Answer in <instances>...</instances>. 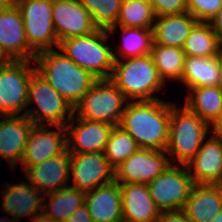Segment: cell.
<instances>
[{
  "mask_svg": "<svg viewBox=\"0 0 222 222\" xmlns=\"http://www.w3.org/2000/svg\"><path fill=\"white\" fill-rule=\"evenodd\" d=\"M170 101H128L119 127L127 132L139 148L165 151L169 140Z\"/></svg>",
  "mask_w": 222,
  "mask_h": 222,
  "instance_id": "1",
  "label": "cell"
},
{
  "mask_svg": "<svg viewBox=\"0 0 222 222\" xmlns=\"http://www.w3.org/2000/svg\"><path fill=\"white\" fill-rule=\"evenodd\" d=\"M36 71L74 107L98 80L91 73L76 65L59 48L36 54Z\"/></svg>",
  "mask_w": 222,
  "mask_h": 222,
  "instance_id": "2",
  "label": "cell"
},
{
  "mask_svg": "<svg viewBox=\"0 0 222 222\" xmlns=\"http://www.w3.org/2000/svg\"><path fill=\"white\" fill-rule=\"evenodd\" d=\"M170 101L169 140L167 155L173 165H186L212 132V127L184 104Z\"/></svg>",
  "mask_w": 222,
  "mask_h": 222,
  "instance_id": "3",
  "label": "cell"
},
{
  "mask_svg": "<svg viewBox=\"0 0 222 222\" xmlns=\"http://www.w3.org/2000/svg\"><path fill=\"white\" fill-rule=\"evenodd\" d=\"M110 80L128 101L157 100L156 93L165 92V84L151 54L115 60ZM154 94V95H153Z\"/></svg>",
  "mask_w": 222,
  "mask_h": 222,
  "instance_id": "4",
  "label": "cell"
},
{
  "mask_svg": "<svg viewBox=\"0 0 222 222\" xmlns=\"http://www.w3.org/2000/svg\"><path fill=\"white\" fill-rule=\"evenodd\" d=\"M109 39L107 30L97 29L92 34L67 38L58 48L97 79H110L115 60Z\"/></svg>",
  "mask_w": 222,
  "mask_h": 222,
  "instance_id": "5",
  "label": "cell"
},
{
  "mask_svg": "<svg viewBox=\"0 0 222 222\" xmlns=\"http://www.w3.org/2000/svg\"><path fill=\"white\" fill-rule=\"evenodd\" d=\"M27 108L25 115L35 125L66 127L73 117L72 105L37 71L30 78Z\"/></svg>",
  "mask_w": 222,
  "mask_h": 222,
  "instance_id": "6",
  "label": "cell"
},
{
  "mask_svg": "<svg viewBox=\"0 0 222 222\" xmlns=\"http://www.w3.org/2000/svg\"><path fill=\"white\" fill-rule=\"evenodd\" d=\"M127 102L110 79H98L73 107V114L85 120L119 126Z\"/></svg>",
  "mask_w": 222,
  "mask_h": 222,
  "instance_id": "7",
  "label": "cell"
},
{
  "mask_svg": "<svg viewBox=\"0 0 222 222\" xmlns=\"http://www.w3.org/2000/svg\"><path fill=\"white\" fill-rule=\"evenodd\" d=\"M34 63L11 60L0 65V116L26 114L30 78L36 71Z\"/></svg>",
  "mask_w": 222,
  "mask_h": 222,
  "instance_id": "8",
  "label": "cell"
},
{
  "mask_svg": "<svg viewBox=\"0 0 222 222\" xmlns=\"http://www.w3.org/2000/svg\"><path fill=\"white\" fill-rule=\"evenodd\" d=\"M24 21L29 46L39 53L59 46L52 20V0H21L16 3Z\"/></svg>",
  "mask_w": 222,
  "mask_h": 222,
  "instance_id": "9",
  "label": "cell"
},
{
  "mask_svg": "<svg viewBox=\"0 0 222 222\" xmlns=\"http://www.w3.org/2000/svg\"><path fill=\"white\" fill-rule=\"evenodd\" d=\"M193 186L186 165L173 164L147 183L149 193L161 212L182 210Z\"/></svg>",
  "mask_w": 222,
  "mask_h": 222,
  "instance_id": "10",
  "label": "cell"
},
{
  "mask_svg": "<svg viewBox=\"0 0 222 222\" xmlns=\"http://www.w3.org/2000/svg\"><path fill=\"white\" fill-rule=\"evenodd\" d=\"M170 165L166 151L139 148L114 169V181L119 184H147Z\"/></svg>",
  "mask_w": 222,
  "mask_h": 222,
  "instance_id": "11",
  "label": "cell"
},
{
  "mask_svg": "<svg viewBox=\"0 0 222 222\" xmlns=\"http://www.w3.org/2000/svg\"><path fill=\"white\" fill-rule=\"evenodd\" d=\"M72 187L85 193L114 181V169L103 152L70 153Z\"/></svg>",
  "mask_w": 222,
  "mask_h": 222,
  "instance_id": "12",
  "label": "cell"
},
{
  "mask_svg": "<svg viewBox=\"0 0 222 222\" xmlns=\"http://www.w3.org/2000/svg\"><path fill=\"white\" fill-rule=\"evenodd\" d=\"M66 151V127L34 125L30 131L20 164L22 166L36 165Z\"/></svg>",
  "mask_w": 222,
  "mask_h": 222,
  "instance_id": "13",
  "label": "cell"
},
{
  "mask_svg": "<svg viewBox=\"0 0 222 222\" xmlns=\"http://www.w3.org/2000/svg\"><path fill=\"white\" fill-rule=\"evenodd\" d=\"M70 152L58 154L45 161L22 166L26 181L33 185L41 194L56 192L69 185L70 182Z\"/></svg>",
  "mask_w": 222,
  "mask_h": 222,
  "instance_id": "14",
  "label": "cell"
},
{
  "mask_svg": "<svg viewBox=\"0 0 222 222\" xmlns=\"http://www.w3.org/2000/svg\"><path fill=\"white\" fill-rule=\"evenodd\" d=\"M52 20L58 43L97 30L90 13L79 0H52Z\"/></svg>",
  "mask_w": 222,
  "mask_h": 222,
  "instance_id": "15",
  "label": "cell"
},
{
  "mask_svg": "<svg viewBox=\"0 0 222 222\" xmlns=\"http://www.w3.org/2000/svg\"><path fill=\"white\" fill-rule=\"evenodd\" d=\"M113 127L105 122L85 120L73 114L66 124L67 150L70 153L103 152Z\"/></svg>",
  "mask_w": 222,
  "mask_h": 222,
  "instance_id": "16",
  "label": "cell"
},
{
  "mask_svg": "<svg viewBox=\"0 0 222 222\" xmlns=\"http://www.w3.org/2000/svg\"><path fill=\"white\" fill-rule=\"evenodd\" d=\"M13 183V184H12ZM1 192L2 213L20 222V218L30 216L33 221L43 212L44 195L41 194L33 185L20 180L17 183H3Z\"/></svg>",
  "mask_w": 222,
  "mask_h": 222,
  "instance_id": "17",
  "label": "cell"
},
{
  "mask_svg": "<svg viewBox=\"0 0 222 222\" xmlns=\"http://www.w3.org/2000/svg\"><path fill=\"white\" fill-rule=\"evenodd\" d=\"M34 125L26 115L0 116V167L4 158L12 171H15Z\"/></svg>",
  "mask_w": 222,
  "mask_h": 222,
  "instance_id": "18",
  "label": "cell"
},
{
  "mask_svg": "<svg viewBox=\"0 0 222 222\" xmlns=\"http://www.w3.org/2000/svg\"><path fill=\"white\" fill-rule=\"evenodd\" d=\"M0 46L11 60L34 61L37 54L27 42L23 17L16 4L0 12Z\"/></svg>",
  "mask_w": 222,
  "mask_h": 222,
  "instance_id": "19",
  "label": "cell"
},
{
  "mask_svg": "<svg viewBox=\"0 0 222 222\" xmlns=\"http://www.w3.org/2000/svg\"><path fill=\"white\" fill-rule=\"evenodd\" d=\"M194 184L222 182V141L212 131L194 158L186 164Z\"/></svg>",
  "mask_w": 222,
  "mask_h": 222,
  "instance_id": "20",
  "label": "cell"
},
{
  "mask_svg": "<svg viewBox=\"0 0 222 222\" xmlns=\"http://www.w3.org/2000/svg\"><path fill=\"white\" fill-rule=\"evenodd\" d=\"M122 218L132 222H155L160 210L154 203L147 184H120Z\"/></svg>",
  "mask_w": 222,
  "mask_h": 222,
  "instance_id": "21",
  "label": "cell"
},
{
  "mask_svg": "<svg viewBox=\"0 0 222 222\" xmlns=\"http://www.w3.org/2000/svg\"><path fill=\"white\" fill-rule=\"evenodd\" d=\"M85 204L93 222H118L122 219L120 184L113 181L86 192Z\"/></svg>",
  "mask_w": 222,
  "mask_h": 222,
  "instance_id": "22",
  "label": "cell"
},
{
  "mask_svg": "<svg viewBox=\"0 0 222 222\" xmlns=\"http://www.w3.org/2000/svg\"><path fill=\"white\" fill-rule=\"evenodd\" d=\"M182 210L192 222H211L222 210L219 185L194 184Z\"/></svg>",
  "mask_w": 222,
  "mask_h": 222,
  "instance_id": "23",
  "label": "cell"
},
{
  "mask_svg": "<svg viewBox=\"0 0 222 222\" xmlns=\"http://www.w3.org/2000/svg\"><path fill=\"white\" fill-rule=\"evenodd\" d=\"M197 23L188 12L156 17L153 44L183 48L186 38Z\"/></svg>",
  "mask_w": 222,
  "mask_h": 222,
  "instance_id": "24",
  "label": "cell"
},
{
  "mask_svg": "<svg viewBox=\"0 0 222 222\" xmlns=\"http://www.w3.org/2000/svg\"><path fill=\"white\" fill-rule=\"evenodd\" d=\"M184 105L212 128L222 119V86H202L187 91Z\"/></svg>",
  "mask_w": 222,
  "mask_h": 222,
  "instance_id": "25",
  "label": "cell"
},
{
  "mask_svg": "<svg viewBox=\"0 0 222 222\" xmlns=\"http://www.w3.org/2000/svg\"><path fill=\"white\" fill-rule=\"evenodd\" d=\"M188 91L191 88L202 86L221 85V66L217 57L185 56L184 71L180 80Z\"/></svg>",
  "mask_w": 222,
  "mask_h": 222,
  "instance_id": "26",
  "label": "cell"
},
{
  "mask_svg": "<svg viewBox=\"0 0 222 222\" xmlns=\"http://www.w3.org/2000/svg\"><path fill=\"white\" fill-rule=\"evenodd\" d=\"M84 203L85 192L68 185L44 195L42 214L56 222H66Z\"/></svg>",
  "mask_w": 222,
  "mask_h": 222,
  "instance_id": "27",
  "label": "cell"
},
{
  "mask_svg": "<svg viewBox=\"0 0 222 222\" xmlns=\"http://www.w3.org/2000/svg\"><path fill=\"white\" fill-rule=\"evenodd\" d=\"M117 28L122 32L119 46L113 47L114 60L144 56L151 53L153 44V30L138 27L114 26L108 30L109 36L116 34ZM117 51V52H116Z\"/></svg>",
  "mask_w": 222,
  "mask_h": 222,
  "instance_id": "28",
  "label": "cell"
},
{
  "mask_svg": "<svg viewBox=\"0 0 222 222\" xmlns=\"http://www.w3.org/2000/svg\"><path fill=\"white\" fill-rule=\"evenodd\" d=\"M222 44L218 41L210 23L198 22L183 45L185 56L217 57Z\"/></svg>",
  "mask_w": 222,
  "mask_h": 222,
  "instance_id": "29",
  "label": "cell"
},
{
  "mask_svg": "<svg viewBox=\"0 0 222 222\" xmlns=\"http://www.w3.org/2000/svg\"><path fill=\"white\" fill-rule=\"evenodd\" d=\"M151 56L158 73L166 82H180L185 63V53L182 48L152 44Z\"/></svg>",
  "mask_w": 222,
  "mask_h": 222,
  "instance_id": "30",
  "label": "cell"
},
{
  "mask_svg": "<svg viewBox=\"0 0 222 222\" xmlns=\"http://www.w3.org/2000/svg\"><path fill=\"white\" fill-rule=\"evenodd\" d=\"M155 18L151 3L123 0L115 26L153 30Z\"/></svg>",
  "mask_w": 222,
  "mask_h": 222,
  "instance_id": "31",
  "label": "cell"
},
{
  "mask_svg": "<svg viewBox=\"0 0 222 222\" xmlns=\"http://www.w3.org/2000/svg\"><path fill=\"white\" fill-rule=\"evenodd\" d=\"M138 149L139 146L127 132L114 126L103 153L110 166L115 169Z\"/></svg>",
  "mask_w": 222,
  "mask_h": 222,
  "instance_id": "32",
  "label": "cell"
},
{
  "mask_svg": "<svg viewBox=\"0 0 222 222\" xmlns=\"http://www.w3.org/2000/svg\"><path fill=\"white\" fill-rule=\"evenodd\" d=\"M97 29L109 30L117 22L123 0H79Z\"/></svg>",
  "mask_w": 222,
  "mask_h": 222,
  "instance_id": "33",
  "label": "cell"
},
{
  "mask_svg": "<svg viewBox=\"0 0 222 222\" xmlns=\"http://www.w3.org/2000/svg\"><path fill=\"white\" fill-rule=\"evenodd\" d=\"M222 9V0H187V12L198 22L209 23Z\"/></svg>",
  "mask_w": 222,
  "mask_h": 222,
  "instance_id": "34",
  "label": "cell"
},
{
  "mask_svg": "<svg viewBox=\"0 0 222 222\" xmlns=\"http://www.w3.org/2000/svg\"><path fill=\"white\" fill-rule=\"evenodd\" d=\"M156 17L187 12V0H151Z\"/></svg>",
  "mask_w": 222,
  "mask_h": 222,
  "instance_id": "35",
  "label": "cell"
},
{
  "mask_svg": "<svg viewBox=\"0 0 222 222\" xmlns=\"http://www.w3.org/2000/svg\"><path fill=\"white\" fill-rule=\"evenodd\" d=\"M155 222H192L183 210L162 211Z\"/></svg>",
  "mask_w": 222,
  "mask_h": 222,
  "instance_id": "36",
  "label": "cell"
},
{
  "mask_svg": "<svg viewBox=\"0 0 222 222\" xmlns=\"http://www.w3.org/2000/svg\"><path fill=\"white\" fill-rule=\"evenodd\" d=\"M66 222H93V220L88 211L87 205L84 203L67 219Z\"/></svg>",
  "mask_w": 222,
  "mask_h": 222,
  "instance_id": "37",
  "label": "cell"
},
{
  "mask_svg": "<svg viewBox=\"0 0 222 222\" xmlns=\"http://www.w3.org/2000/svg\"><path fill=\"white\" fill-rule=\"evenodd\" d=\"M209 23L211 24L218 41L222 44V9Z\"/></svg>",
  "mask_w": 222,
  "mask_h": 222,
  "instance_id": "38",
  "label": "cell"
},
{
  "mask_svg": "<svg viewBox=\"0 0 222 222\" xmlns=\"http://www.w3.org/2000/svg\"><path fill=\"white\" fill-rule=\"evenodd\" d=\"M212 131L222 141V119L212 128Z\"/></svg>",
  "mask_w": 222,
  "mask_h": 222,
  "instance_id": "39",
  "label": "cell"
},
{
  "mask_svg": "<svg viewBox=\"0 0 222 222\" xmlns=\"http://www.w3.org/2000/svg\"><path fill=\"white\" fill-rule=\"evenodd\" d=\"M14 5L10 0H0V12L7 10Z\"/></svg>",
  "mask_w": 222,
  "mask_h": 222,
  "instance_id": "40",
  "label": "cell"
},
{
  "mask_svg": "<svg viewBox=\"0 0 222 222\" xmlns=\"http://www.w3.org/2000/svg\"><path fill=\"white\" fill-rule=\"evenodd\" d=\"M31 222H56V221H54L53 219H50V218L46 217L45 215L41 214V215L37 216Z\"/></svg>",
  "mask_w": 222,
  "mask_h": 222,
  "instance_id": "41",
  "label": "cell"
},
{
  "mask_svg": "<svg viewBox=\"0 0 222 222\" xmlns=\"http://www.w3.org/2000/svg\"><path fill=\"white\" fill-rule=\"evenodd\" d=\"M11 59L4 53L0 46V65L8 63Z\"/></svg>",
  "mask_w": 222,
  "mask_h": 222,
  "instance_id": "42",
  "label": "cell"
},
{
  "mask_svg": "<svg viewBox=\"0 0 222 222\" xmlns=\"http://www.w3.org/2000/svg\"><path fill=\"white\" fill-rule=\"evenodd\" d=\"M0 222H18L16 219L11 218L9 215L4 214L0 217Z\"/></svg>",
  "mask_w": 222,
  "mask_h": 222,
  "instance_id": "43",
  "label": "cell"
},
{
  "mask_svg": "<svg viewBox=\"0 0 222 222\" xmlns=\"http://www.w3.org/2000/svg\"><path fill=\"white\" fill-rule=\"evenodd\" d=\"M211 222H222V210L219 211Z\"/></svg>",
  "mask_w": 222,
  "mask_h": 222,
  "instance_id": "44",
  "label": "cell"
},
{
  "mask_svg": "<svg viewBox=\"0 0 222 222\" xmlns=\"http://www.w3.org/2000/svg\"><path fill=\"white\" fill-rule=\"evenodd\" d=\"M219 61H220V66H221V86H222V48L219 54Z\"/></svg>",
  "mask_w": 222,
  "mask_h": 222,
  "instance_id": "45",
  "label": "cell"
},
{
  "mask_svg": "<svg viewBox=\"0 0 222 222\" xmlns=\"http://www.w3.org/2000/svg\"><path fill=\"white\" fill-rule=\"evenodd\" d=\"M133 1H142V2H145V3H151V0H133Z\"/></svg>",
  "mask_w": 222,
  "mask_h": 222,
  "instance_id": "46",
  "label": "cell"
},
{
  "mask_svg": "<svg viewBox=\"0 0 222 222\" xmlns=\"http://www.w3.org/2000/svg\"><path fill=\"white\" fill-rule=\"evenodd\" d=\"M118 222H132V221H128V220H125V219H120Z\"/></svg>",
  "mask_w": 222,
  "mask_h": 222,
  "instance_id": "47",
  "label": "cell"
},
{
  "mask_svg": "<svg viewBox=\"0 0 222 222\" xmlns=\"http://www.w3.org/2000/svg\"><path fill=\"white\" fill-rule=\"evenodd\" d=\"M13 4H16L18 1H21V0H10Z\"/></svg>",
  "mask_w": 222,
  "mask_h": 222,
  "instance_id": "48",
  "label": "cell"
},
{
  "mask_svg": "<svg viewBox=\"0 0 222 222\" xmlns=\"http://www.w3.org/2000/svg\"><path fill=\"white\" fill-rule=\"evenodd\" d=\"M221 190V194H222V182L218 184Z\"/></svg>",
  "mask_w": 222,
  "mask_h": 222,
  "instance_id": "49",
  "label": "cell"
}]
</instances>
